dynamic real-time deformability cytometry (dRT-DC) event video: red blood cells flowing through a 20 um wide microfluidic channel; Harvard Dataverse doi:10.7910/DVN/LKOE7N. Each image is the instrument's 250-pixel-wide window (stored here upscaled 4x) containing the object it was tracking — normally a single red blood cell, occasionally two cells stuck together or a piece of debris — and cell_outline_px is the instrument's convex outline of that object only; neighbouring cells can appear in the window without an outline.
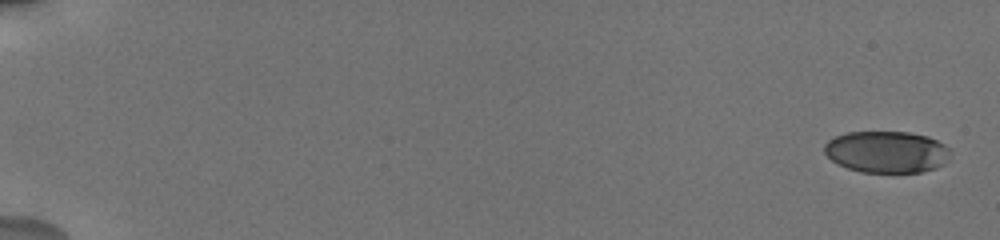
{"species": "human", "species_latin": "Homo sapiens", "temperature_condition": "cold", "stored_images_in_passage": 46, "camera_frame_rate_fps": 3000, "um_per_image_px": 0.085, "donor": {"sex": "male"}, "frame": {"image": 1, "passage_image": 1, "time_ms": 0.0, "image_size_px": [1000, 240], "cell_outline_px": [[952, 152], [944, 164], [936, 168], [920, 172], [860, 172], [836, 164], [824, 152], [824, 144], [828, 140], [836, 136], [848, 132], [908, 132], [928, 136], [944, 144]], "centroid_in_image_um": [75.37, 12.91], "position_along_channel_um": 9.6, "area_um2": 30.75}}
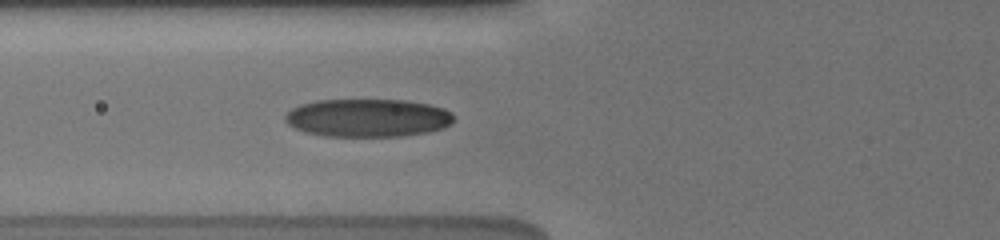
{"frame": {"image": 2, "passage_image": 17, "time_ms": 7.333, "image_size_px": [1000, 240], "cell_outline_px": [[452, 124], [444, 128], [428, 132], [400, 136], [328, 136], [304, 132], [288, 124], [284, 120], [284, 116], [292, 108], [300, 104], [316, 100], [404, 100], [428, 104], [444, 108], [452, 112]], "centroid_in_image_um": [31.25, 10.01], "position_along_channel_um": 94.5, "area_um2": 37.45}}
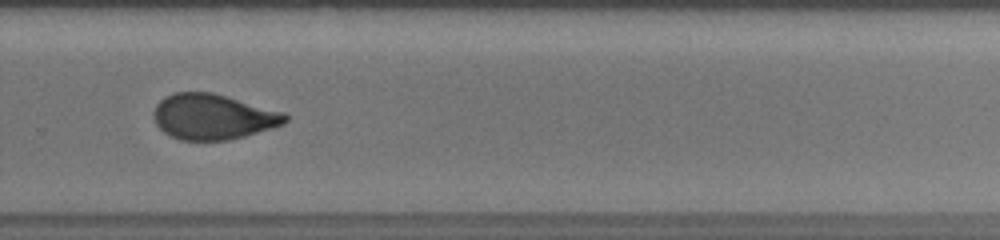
{"frame": {"image": 3, "passage_image": 32, "time_ms": 13.0, "image_size_px": [1000, 240], "cell_outline_px": [[288, 120], [284, 124], [272, 128], [244, 136], [228, 140], [180, 140], [164, 132], [156, 124], [152, 116], [152, 112], [156, 104], [164, 96], [176, 92], [212, 92], [284, 112], [288, 116]], "centroid_in_image_um": [18.08, 9.92], "position_along_channel_um": 311.7, "area_um2": 34.91}, "authors_computed_cell_mechanics": {"area_um2": 34.8245, "velocity_mm_per_s": 3.8348, "shape_relaxation_time_tau1_ms": 3.6611, "shape_relaxation_time_tau2_ms": 1.2587, "deformation_change_tau1": 0.1526, "deformation_change_tau2": 0.0722}}